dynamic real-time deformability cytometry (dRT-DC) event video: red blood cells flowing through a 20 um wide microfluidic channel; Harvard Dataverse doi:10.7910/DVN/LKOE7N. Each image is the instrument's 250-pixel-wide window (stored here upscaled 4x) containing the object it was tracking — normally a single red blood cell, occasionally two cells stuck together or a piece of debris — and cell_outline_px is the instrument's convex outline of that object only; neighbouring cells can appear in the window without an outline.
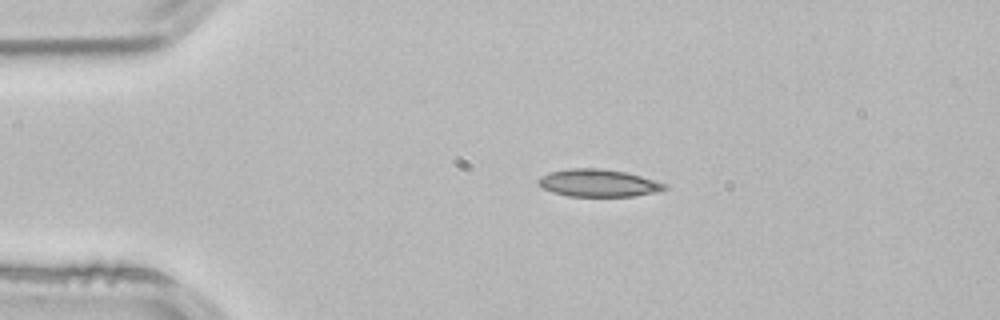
{"species": "common noctule bat (a hibernating species)", "species_latin": "Nyctalus noctula", "temperature_condition": "room temperature", "stored_images_in_passage": 3, "camera_frame_rate_fps": 3000, "um_per_image_px": 0.085, "animal": {"sex": "male", "body_mass_g": 21.5, "forearm_length_mm": 52.0}, "frame": {"image": 1, "passage_image": 1, "time_ms": 0.0, "image_size_px": [1000, 320], "cell_outline_px": [[668, 188], [656, 192], [632, 196], [568, 196], [552, 192], [544, 188], [536, 180], [540, 176], [548, 172], [568, 168], [600, 168], [624, 172], [640, 176], [668, 184]], "centroid_in_image_um": [50.84, 15.55], "position_along_channel_um": 34.2, "area_um2": 20.17}}